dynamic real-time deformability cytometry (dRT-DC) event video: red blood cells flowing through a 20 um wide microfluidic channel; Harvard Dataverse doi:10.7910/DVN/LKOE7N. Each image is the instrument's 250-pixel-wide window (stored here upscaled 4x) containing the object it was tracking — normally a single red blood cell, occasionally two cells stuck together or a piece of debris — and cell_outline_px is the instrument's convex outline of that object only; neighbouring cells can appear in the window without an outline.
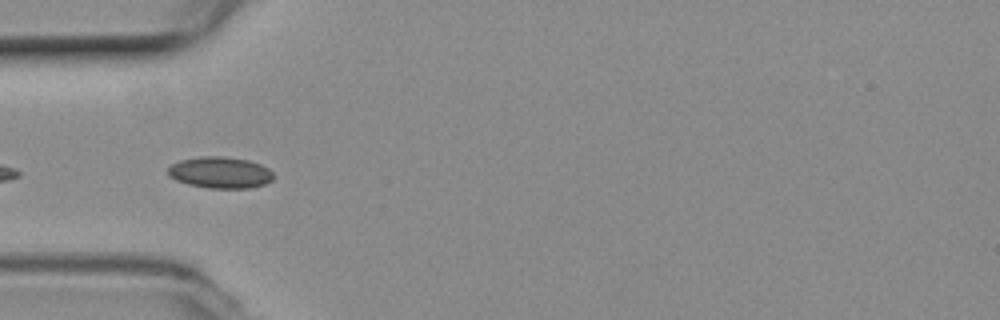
{"species": "common noctule bat (a hibernating species)", "species_latin": "Nyctalus noctula", "temperature_condition": "room temperature", "stored_images_in_passage": 6, "camera_frame_rate_fps": 3000, "um_per_image_px": 0.085, "animal": {"sex": "female", "body_mass_g": 19.3, "forearm_length_mm": 54.1}, "frame": {"image": 1, "passage_image": 2, "time_ms": 0.333, "image_size_px": [1000, 320], "cell_outline_px": [[276, 176], [272, 180], [264, 184], [248, 188], [208, 188], [188, 184], [176, 180], [168, 176], [168, 168], [172, 164], [180, 160], [200, 156], [224, 156], [248, 160], [260, 164], [268, 168]], "centroid_in_image_um": [18.72, 14.66], "position_along_channel_um": 66.3, "area_um2": 19.42}}